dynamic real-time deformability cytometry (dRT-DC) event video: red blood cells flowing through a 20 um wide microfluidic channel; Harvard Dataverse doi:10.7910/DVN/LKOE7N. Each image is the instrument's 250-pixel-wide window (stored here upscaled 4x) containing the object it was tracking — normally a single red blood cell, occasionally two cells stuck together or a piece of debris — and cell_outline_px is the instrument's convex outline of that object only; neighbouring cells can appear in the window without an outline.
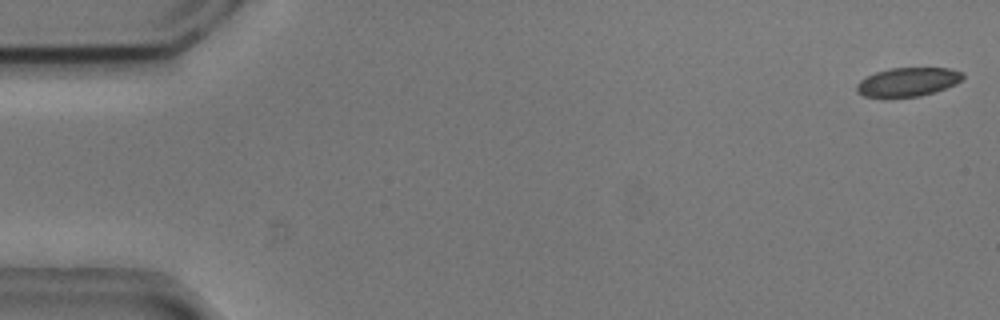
{"species": "common noctule bat (a hibernating species)", "species_latin": "Nyctalus noctula", "temperature_condition": "cold", "stored_images_in_passage": 42, "camera_frame_rate_fps": 3000, "um_per_image_px": 0.085, "animal": {"sex": "male", "body_mass_g": 20.5, "forearm_length_mm": 52.5}, "frame": {"image": 1, "passage_image": 1, "time_ms": 0.0, "image_size_px": [1000, 320], "cell_outline_px": [[964, 76], [956, 84], [936, 92], [920, 96], [884, 100], [864, 96], [856, 92], [856, 84], [860, 80], [876, 72], [888, 68], [948, 68], [964, 72]], "centroid_in_image_um": [77.12, 7.01], "position_along_channel_um": 7.9, "area_um2": 18.5}}
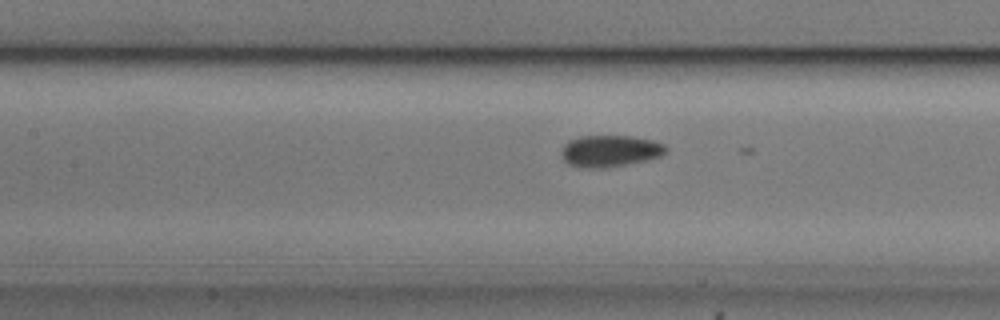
{"frame": {"image": 2, "passage_image": 24, "time_ms": 7.667, "image_size_px": [1000, 320], "cell_outline_px": [[668, 152], [660, 156], [648, 160], [604, 168], [584, 168], [568, 164], [564, 160], [560, 152], [564, 144], [568, 140], [580, 136], [632, 136], [652, 140], [664, 144], [668, 148]], "centroid_in_image_um": [51.85, 12.83], "position_along_channel_um": 155.6, "area_um2": 19.48}}
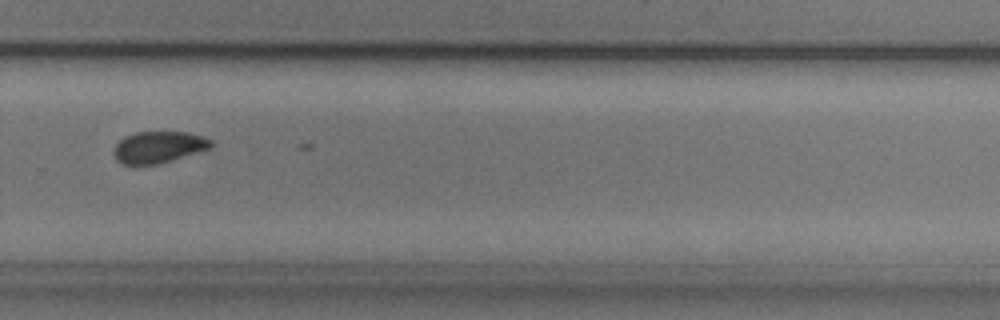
{"frame": {"image": 3, "passage_image": 37, "time_ms": 12.0, "image_size_px": [1000, 320], "cell_outline_px": [[212, 148], [156, 164], [124, 164], [116, 160], [112, 152], [116, 144], [124, 136], [136, 132], [188, 132], [212, 140]], "centroid_in_image_um": [13.45, 12.49], "position_along_channel_um": 316.3, "area_um2": 17.74}}